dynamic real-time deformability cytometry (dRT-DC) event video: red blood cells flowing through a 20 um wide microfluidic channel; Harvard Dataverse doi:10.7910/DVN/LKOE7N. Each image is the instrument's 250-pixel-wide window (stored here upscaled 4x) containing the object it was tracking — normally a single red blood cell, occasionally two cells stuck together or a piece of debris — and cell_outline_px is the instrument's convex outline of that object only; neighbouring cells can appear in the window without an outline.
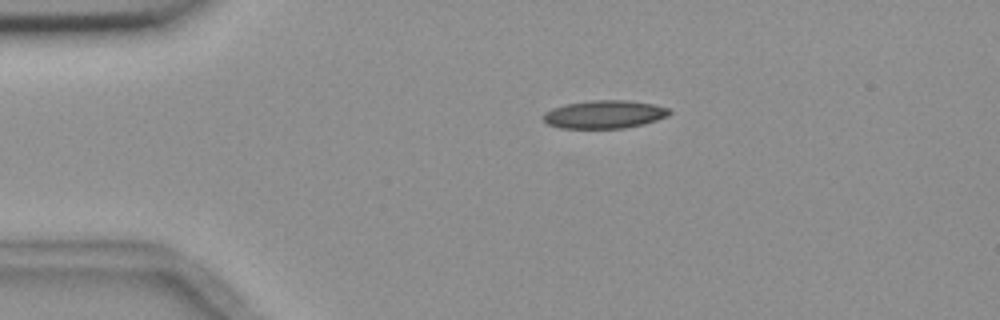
{"species": "common noctule bat (a hibernating species)", "species_latin": "Nyctalus noctula", "temperature_condition": "room temperature", "stored_images_in_passage": 3, "camera_frame_rate_fps": 3000, "um_per_image_px": 0.085, "animal": {"sex": "female", "body_mass_g": 18.4}, "frame": {"image": 1, "passage_image": 1, "time_ms": 0.0, "image_size_px": [1000, 320], "cell_outline_px": [[672, 112], [668, 116], [644, 124], [624, 128], [560, 128], [548, 124], [544, 120], [544, 112], [552, 108], [564, 104], [592, 100], [628, 100], [652, 104], [668, 108]], "centroid_in_image_um": [51.37, 9.72], "position_along_channel_um": 33.6, "area_um2": 20.63}}
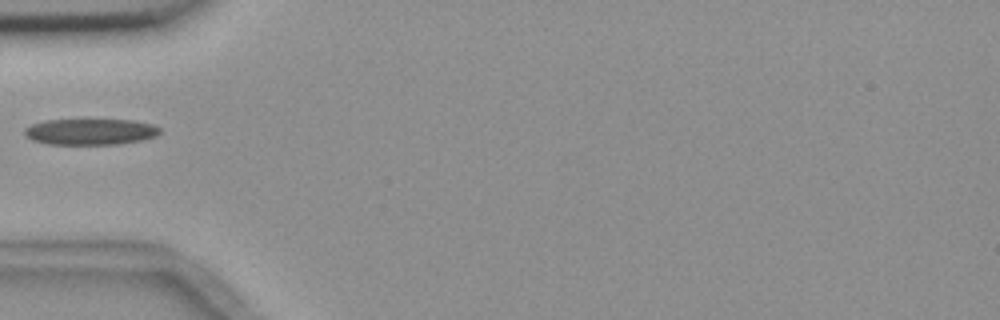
{"frame": {"image": 2, "passage_image": 3, "time_ms": 2.333, "image_size_px": [1000, 320], "cell_outline_px": [[160, 132], [156, 136], [140, 140], [120, 144], [48, 144], [32, 140], [24, 132], [24, 128], [32, 124], [44, 120], [132, 120], [152, 124], [160, 128]], "centroid_in_image_um": [7.68, 11.19], "position_along_channel_um": 77.3, "area_um2": 20.46}}